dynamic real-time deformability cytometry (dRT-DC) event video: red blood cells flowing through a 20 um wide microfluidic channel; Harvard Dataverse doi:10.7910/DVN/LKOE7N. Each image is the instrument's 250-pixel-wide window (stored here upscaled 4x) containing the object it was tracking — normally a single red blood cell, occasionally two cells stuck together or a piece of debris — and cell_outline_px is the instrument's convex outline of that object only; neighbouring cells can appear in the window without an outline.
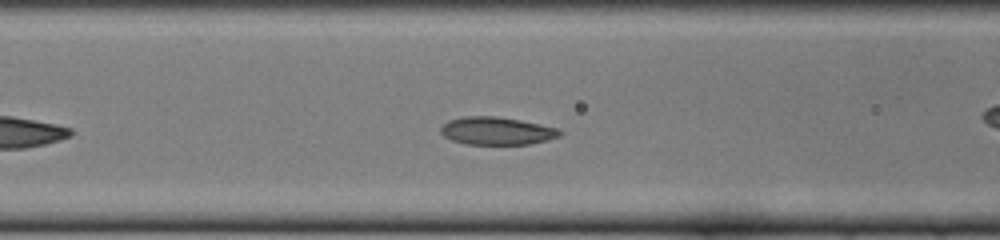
{"species": "common noctule bat (a hibernating species)", "species_latin": "Nyctalus noctula", "temperature_condition": "cold", "stored_images_in_passage": 41, "camera_frame_rate_fps": 3000, "um_per_image_px": 0.085, "animal": {"sex": "female", "body_mass_g": 22.0, "forearm_length_mm": 56.7}, "frame": {"image": 1, "passage_image": 10, "time_ms": 3.0, "image_size_px": [1000, 240], "cell_outline_px": [[564, 132], [560, 136], [548, 140], [528, 144], [464, 144], [452, 140], [444, 136], [440, 132], [440, 128], [448, 120], [464, 116], [496, 116], [520, 120], [560, 128]], "centroid_in_image_um": [42.25, 11.12], "position_along_channel_um": 124.4, "area_um2": 19.42}}
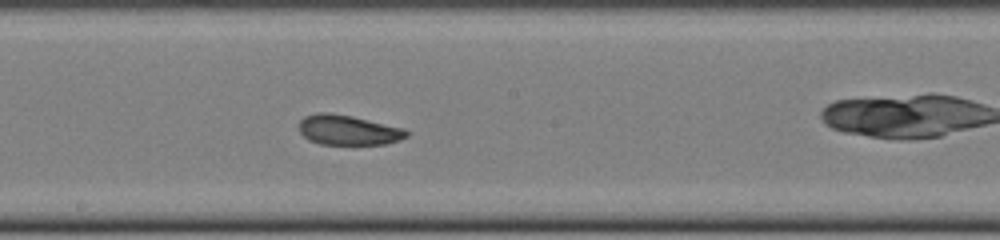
{"frame": {"image": 2, "passage_image": 17, "time_ms": 5.333, "image_size_px": [1000, 240], "cell_outline_px": [[408, 136], [400, 140], [384, 144], [320, 144], [308, 140], [300, 132], [300, 120], [304, 116], [316, 112], [328, 112], [352, 116], [404, 128], [408, 132]], "centroid_in_image_um": [29.58, 11.05], "position_along_channel_um": 218.6, "area_um2": 18.79}}
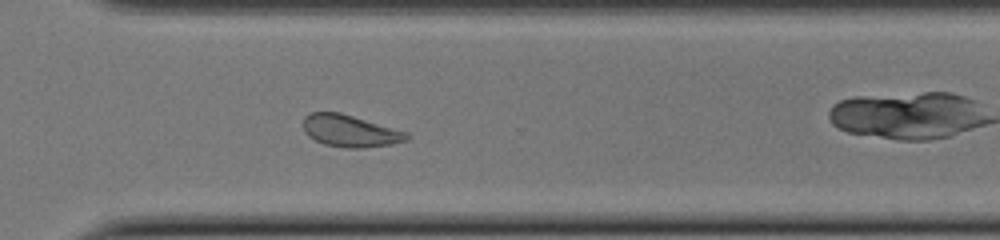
{"frame": {"image": 3, "passage_image": 26, "time_ms": 8.333, "image_size_px": [1000, 240], "cell_outline_px": [[408, 140], [392, 144], [364, 148], [344, 148], [324, 144], [308, 136], [304, 132], [304, 116], [312, 112], [340, 112], [408, 132]], "centroid_in_image_um": [29.76, 11.13], "position_along_channel_um": 340.8, "area_um2": 19.31}, "authors_computed_cell_mechanics": {"area_um2": 19.7098, "velocity_mm_per_s": 4.0514, "shape_relaxation_time_tau1_ms": null, "shape_relaxation_time_tau2_ms": 2.1066, "deformation_change_tau1": null, "deformation_change_tau2": 0.0931}}